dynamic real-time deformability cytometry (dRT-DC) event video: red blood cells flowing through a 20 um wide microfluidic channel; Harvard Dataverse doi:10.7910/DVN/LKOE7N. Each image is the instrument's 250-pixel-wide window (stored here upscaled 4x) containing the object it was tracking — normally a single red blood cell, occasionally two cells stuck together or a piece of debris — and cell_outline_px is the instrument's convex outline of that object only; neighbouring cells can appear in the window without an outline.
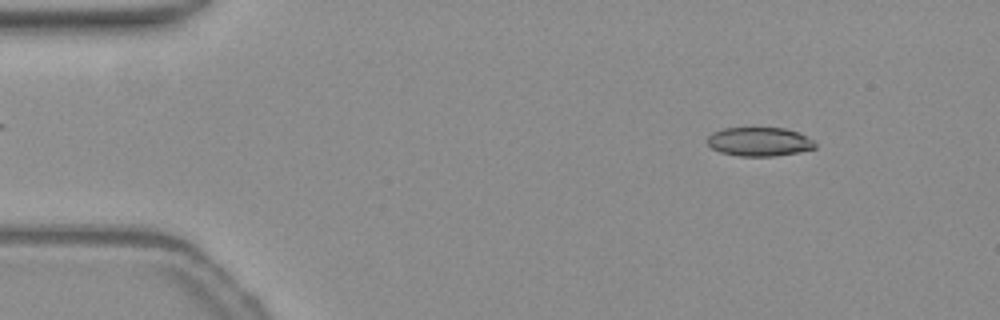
{"species": "common noctule bat (a hibernating species)", "species_latin": "Nyctalus noctula", "temperature_condition": "warm", "stored_images_in_passage": 53, "camera_frame_rate_fps": 3000, "um_per_image_px": 0.085, "animal": {"sex": "female", "body_mass_g": 19.3, "forearm_length_mm": 54.1}, "frame": {"image": 1, "passage_image": 6, "time_ms": 1.667, "image_size_px": [1000, 320], "cell_outline_px": [[816, 148], [796, 152], [772, 156], [740, 156], [720, 152], [712, 148], [708, 144], [708, 136], [712, 132], [724, 128], [784, 128], [796, 132], [812, 140], [816, 144]], "centroid_in_image_um": [64.5, 12.04], "position_along_channel_um": 20.5, "area_um2": 17.86}}
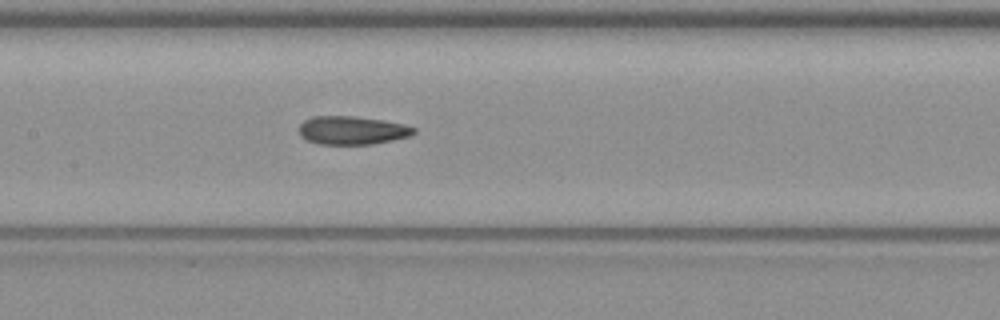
{"frame": {"image": 2, "passage_image": 25, "time_ms": 8.0, "image_size_px": [1000, 320], "cell_outline_px": [[416, 132], [412, 136], [372, 144], [316, 144], [300, 136], [300, 124], [304, 120], [312, 116], [352, 116], [384, 120], [404, 124], [416, 128]], "centroid_in_image_um": [29.95, 11.07], "position_along_channel_um": 177.5, "area_um2": 19.07}}
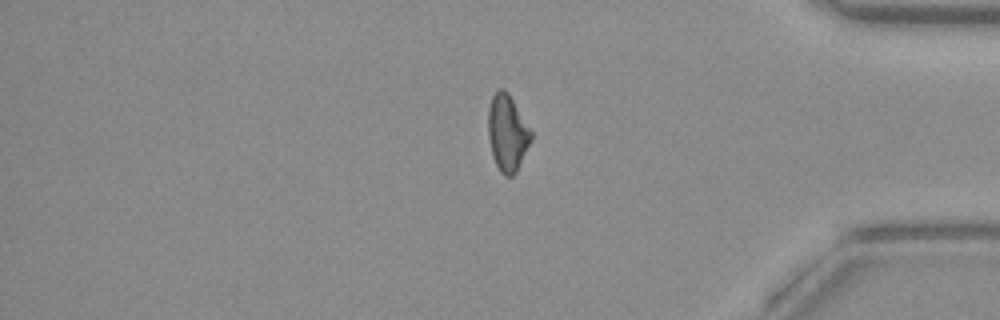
{"frame": {"image": 3, "passage_image": 44, "time_ms": 14.333, "image_size_px": [1000, 320], "cell_outline_px": [[532, 140], [516, 172], [512, 176], [504, 176], [500, 172], [492, 156], [488, 136], [488, 108], [492, 96], [500, 88], [504, 88], [508, 92], [532, 132]], "centroid_in_image_um": [43.12, 11.31], "position_along_channel_um": 392.1, "area_um2": 19.13}}